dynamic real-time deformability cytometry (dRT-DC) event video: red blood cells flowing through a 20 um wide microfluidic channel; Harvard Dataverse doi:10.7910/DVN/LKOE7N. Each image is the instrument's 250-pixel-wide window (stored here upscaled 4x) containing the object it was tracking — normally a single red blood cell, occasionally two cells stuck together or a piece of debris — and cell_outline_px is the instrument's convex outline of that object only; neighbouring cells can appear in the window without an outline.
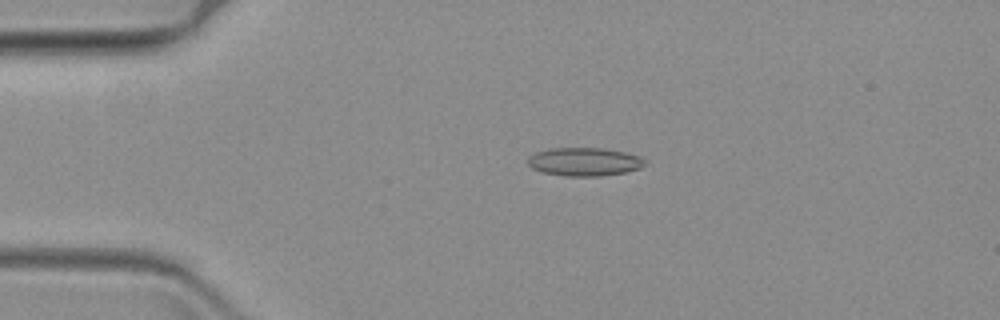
{"species": "common noctule bat (a hibernating species)", "species_latin": "Nyctalus noctula", "temperature_condition": "warm", "stored_images_in_passage": 11, "camera_frame_rate_fps": 3000, "um_per_image_px": 0.085, "animal": {"sex": "female", "body_mass_g": 19.3, "forearm_length_mm": 54.1}, "frame": {"image": 1, "passage_image": 1, "time_ms": 0.0, "image_size_px": [1000, 320], "cell_outline_px": [[644, 164], [640, 168], [624, 172], [600, 176], [568, 176], [544, 172], [532, 168], [528, 164], [528, 156], [536, 152], [548, 148], [604, 148], [624, 152], [640, 156], [644, 160]], "centroid_in_image_um": [49.65, 13.74], "position_along_channel_um": 35.4, "area_um2": 19.19}}
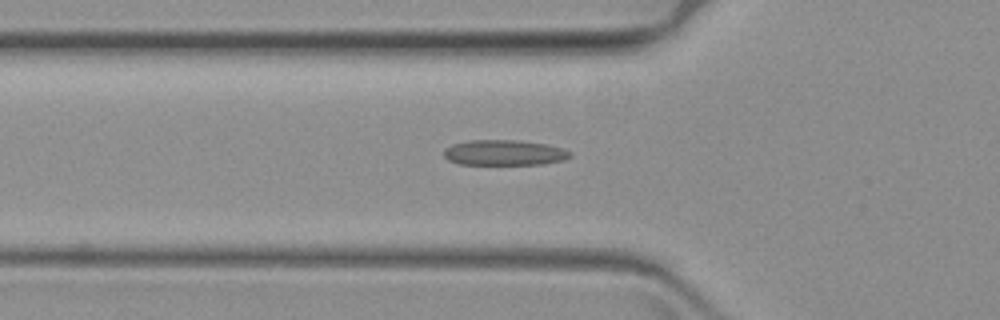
{"frame": {"image": 2, "passage_image": 9, "time_ms": 2.667, "image_size_px": [1000, 320], "cell_outline_px": [[572, 156], [560, 160], [544, 164], [460, 164], [448, 160], [444, 156], [444, 148], [452, 144], [468, 140], [516, 140], [544, 144], [560, 148], [568, 152]], "centroid_in_image_um": [42.78, 12.97], "position_along_channel_um": 83.0, "area_um2": 18.44}}